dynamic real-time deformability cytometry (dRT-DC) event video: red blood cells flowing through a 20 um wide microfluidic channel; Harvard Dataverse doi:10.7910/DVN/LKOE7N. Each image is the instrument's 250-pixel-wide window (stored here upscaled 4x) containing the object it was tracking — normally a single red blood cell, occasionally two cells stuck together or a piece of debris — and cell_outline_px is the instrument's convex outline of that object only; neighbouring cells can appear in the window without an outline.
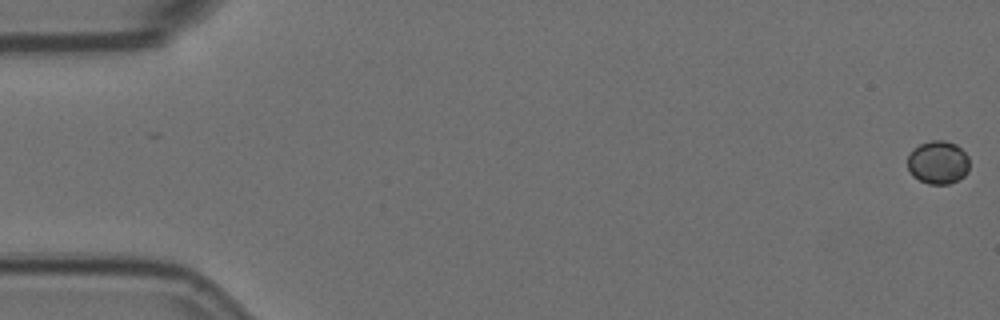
{"species": "Egyptian fruit bat (a non-hibernating species)", "species_latin": "Rousettus aegyptiacus", "temperature_condition": "room temperature", "stored_images_in_passage": 16, "camera_frame_rate_fps": 3000, "um_per_image_px": 0.085, "animal": {"sex": "female"}, "frame": {"image": 1, "passage_image": 1, "time_ms": 0.0, "image_size_px": [1000, 320], "cell_outline_px": [[968, 172], [964, 176], [948, 184], [928, 184], [912, 176], [908, 168], [908, 156], [912, 148], [920, 144], [932, 140], [944, 140], [956, 144], [968, 156]], "centroid_in_image_um": [79.72, 13.8], "position_along_channel_um": 5.3, "area_um2": 15.61}}